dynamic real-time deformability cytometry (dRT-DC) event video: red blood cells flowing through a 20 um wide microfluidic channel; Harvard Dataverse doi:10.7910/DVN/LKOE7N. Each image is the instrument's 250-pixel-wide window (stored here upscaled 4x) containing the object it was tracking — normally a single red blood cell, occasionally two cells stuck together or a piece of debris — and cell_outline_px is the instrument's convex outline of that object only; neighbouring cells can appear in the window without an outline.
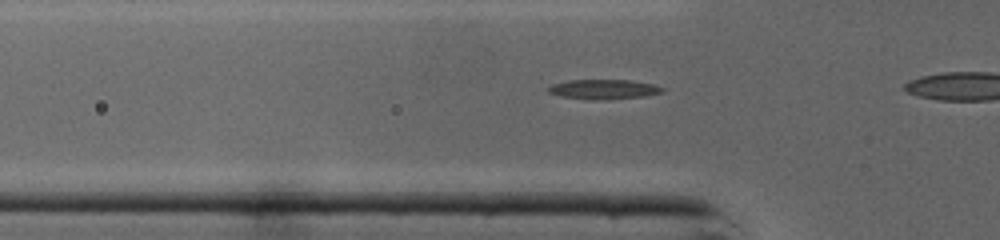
{"species": "common noctule bat (a hibernating species)", "species_latin": "Nyctalus noctula", "temperature_condition": "cold", "stored_images_in_passage": 28, "camera_frame_rate_fps": 3000, "um_per_image_px": 0.085, "animal": {"sex": "male", "body_mass_g": 19.0, "forearm_length_mm": 50.8}, "frame": {"image": 1, "passage_image": 7, "time_ms": 2.0, "image_size_px": [1000, 240], "cell_outline_px": [[664, 92], [644, 96], [608, 100], [560, 96], [548, 92], [548, 88], [552, 84], [568, 80], [628, 80], [652, 84], [664, 88]], "centroid_in_image_um": [51.33, 7.58], "position_along_channel_um": 74.5, "area_um2": 12.89}}
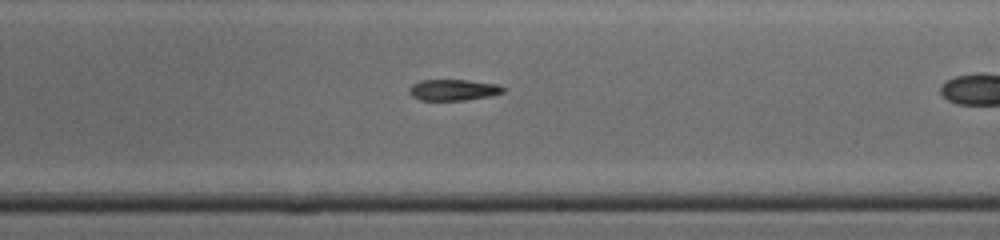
{"frame": {"image": 2, "passage_image": 19, "time_ms": 6.0, "image_size_px": [1000, 240], "cell_outline_px": [[504, 92], [488, 96], [464, 100], [420, 100], [412, 96], [408, 92], [408, 88], [412, 84], [420, 80], [468, 80], [496, 84], [504, 88]], "centroid_in_image_um": [38.47, 7.64], "position_along_channel_um": 250.5, "area_um2": 11.5}}
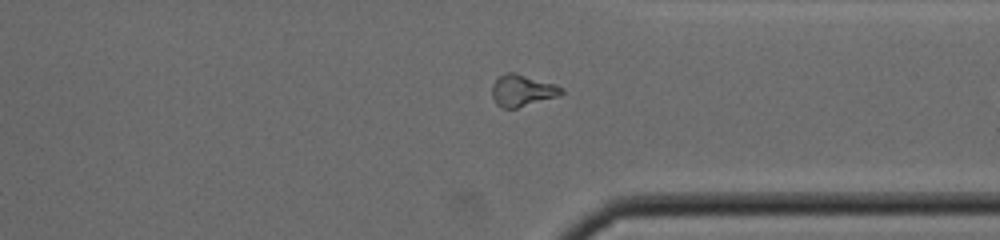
{"frame": {"image": 3, "passage_image": 27, "time_ms": 8.667, "image_size_px": [1000, 240], "cell_outline_px": [[564, 92], [560, 96], [516, 108], [500, 108], [496, 104], [492, 96], [492, 84], [500, 76], [508, 72], [512, 72], [556, 84], [564, 88]], "centroid_in_image_um": [44.41, 7.71], "position_along_channel_um": 367.0, "area_um2": 12.83}}